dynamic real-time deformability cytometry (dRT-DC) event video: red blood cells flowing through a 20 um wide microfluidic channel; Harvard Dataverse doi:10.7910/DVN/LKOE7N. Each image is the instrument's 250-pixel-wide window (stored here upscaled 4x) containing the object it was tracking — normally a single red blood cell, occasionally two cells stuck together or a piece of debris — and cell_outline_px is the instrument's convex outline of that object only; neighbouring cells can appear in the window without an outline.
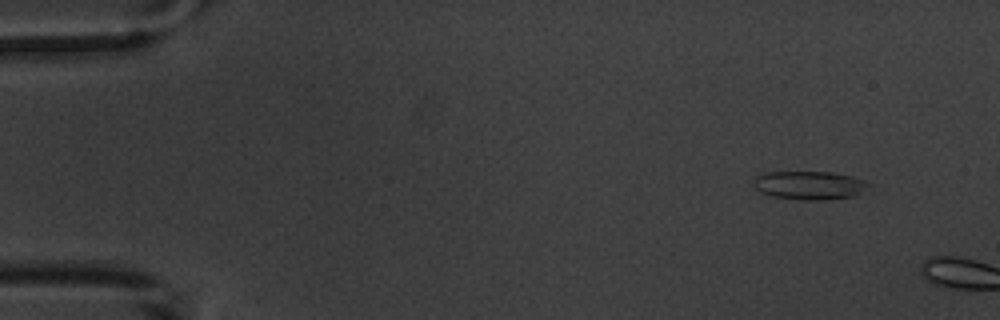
{"species": "common noctule bat (a hibernating species)", "species_latin": "Nyctalus noctula", "temperature_condition": "warm", "stored_images_in_passage": 6, "camera_frame_rate_fps": 3000, "um_per_image_px": 0.085, "animal": {"sex": "male", "body_mass_g": 20.1, "forearm_length_mm": 53.5}, "frame": {"image": 1, "passage_image": 6, "time_ms": 6.667, "image_size_px": [1000, 320], "cell_outline_px": [[872, 184], [856, 196], [824, 200], [804, 200], [772, 196], [760, 192], [756, 188], [756, 176], [764, 172], [832, 172], [852, 176], [864, 180]], "centroid_in_image_um": [68.85, 15.75], "position_along_channel_um": 16.1, "area_um2": 19.07}}